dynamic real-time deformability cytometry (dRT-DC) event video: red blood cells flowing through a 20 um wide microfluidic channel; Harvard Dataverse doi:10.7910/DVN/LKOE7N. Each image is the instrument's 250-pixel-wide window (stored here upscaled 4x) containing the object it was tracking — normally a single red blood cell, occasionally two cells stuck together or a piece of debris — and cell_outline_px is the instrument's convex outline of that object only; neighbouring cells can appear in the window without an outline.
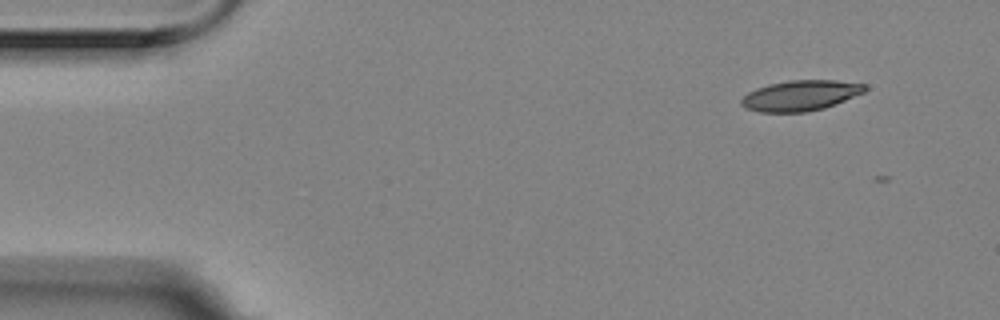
{"species": "Egyptian fruit bat (a non-hibernating species)", "species_latin": "Rousettus aegyptiacus", "temperature_condition": "room temperature", "stored_images_in_passage": 4, "camera_frame_rate_fps": 3000, "um_per_image_px": 0.085, "animal": {"sex": "female"}, "frame": {"image": 1, "passage_image": 2, "time_ms": 0.333, "image_size_px": [1000, 320], "cell_outline_px": [[868, 88], [864, 92], [824, 108], [804, 112], [760, 112], [744, 108], [740, 104], [740, 100], [748, 92], [756, 88], [768, 84], [788, 80], [836, 80], [864, 84]], "centroid_in_image_um": [68.0, 8.11], "position_along_channel_um": 17.0, "area_um2": 21.91}}